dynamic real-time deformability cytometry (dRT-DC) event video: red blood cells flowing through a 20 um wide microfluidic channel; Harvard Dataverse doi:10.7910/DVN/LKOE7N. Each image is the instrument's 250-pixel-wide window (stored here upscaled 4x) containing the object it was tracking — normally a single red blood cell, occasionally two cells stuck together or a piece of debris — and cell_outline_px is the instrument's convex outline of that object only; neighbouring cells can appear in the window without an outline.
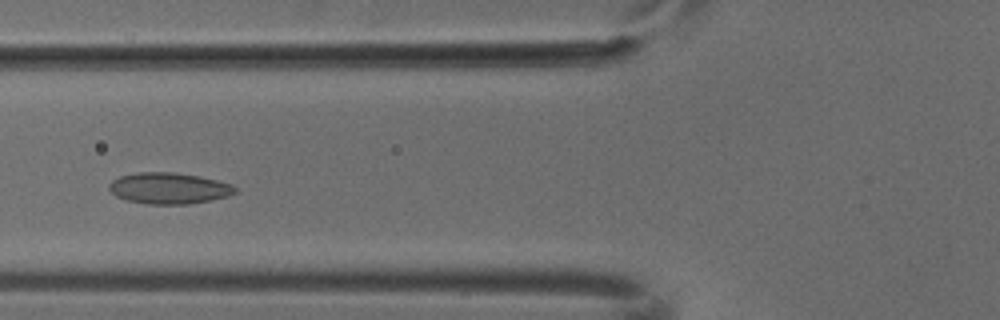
{"species": "common noctule bat (a hibernating species)", "species_latin": "Nyctalus noctula", "temperature_condition": "cold", "stored_images_in_passage": 5, "camera_frame_rate_fps": 3000, "um_per_image_px": 0.085, "animal": {"sex": "male", "body_mass_g": 18.8}, "frame": {"image": 1, "passage_image": 4, "time_ms": 1.0, "image_size_px": [1000, 320], "cell_outline_px": [[236, 192], [228, 196], [188, 204], [148, 204], [128, 200], [116, 196], [108, 188], [108, 184], [112, 180], [120, 176], [136, 172], [172, 172], [200, 176], [232, 184], [236, 188]], "centroid_in_image_um": [14.34, 15.99], "position_along_channel_um": 111.5, "area_um2": 22.83}}
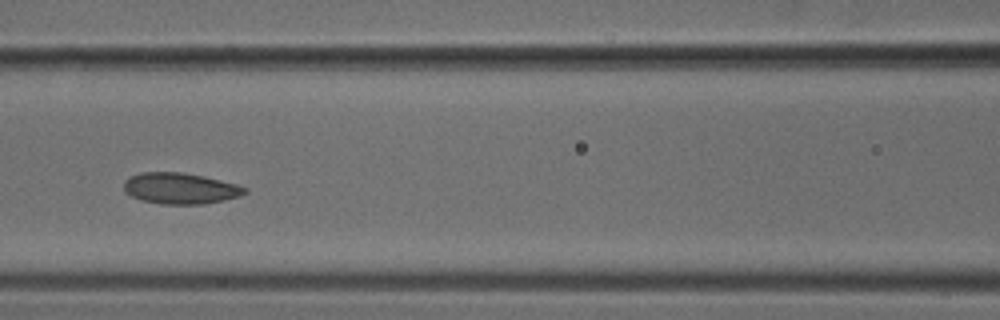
{"frame": {"image": 2, "passage_image": 5, "time_ms": 1.333, "image_size_px": [1000, 320], "cell_outline_px": [[248, 192], [240, 196], [224, 200], [204, 204], [160, 204], [140, 200], [124, 192], [124, 180], [140, 172], [180, 172], [204, 176], [236, 184], [248, 188]], "centroid_in_image_um": [15.32, 16.02], "position_along_channel_um": 151.3, "area_um2": 22.02}}